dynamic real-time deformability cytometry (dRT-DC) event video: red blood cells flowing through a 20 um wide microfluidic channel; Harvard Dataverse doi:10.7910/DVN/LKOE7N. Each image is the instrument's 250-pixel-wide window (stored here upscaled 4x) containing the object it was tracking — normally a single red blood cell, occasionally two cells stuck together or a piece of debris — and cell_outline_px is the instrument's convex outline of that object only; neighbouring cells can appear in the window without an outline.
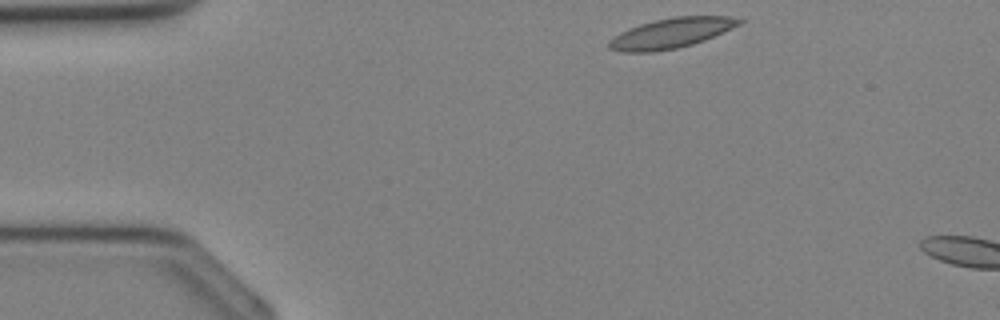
{"species": "Egyptian fruit bat (a non-hibernating species)", "species_latin": "Rousettus aegyptiacus", "temperature_condition": "cold", "stored_images_in_passage": 5, "camera_frame_rate_fps": 3000, "um_per_image_px": 0.085, "animal": {"sex": "female"}, "frame": {"image": 1, "passage_image": 1, "time_ms": 0.0, "image_size_px": [1000, 320], "cell_outline_px": [[744, 20], [740, 24], [724, 32], [704, 40], [692, 44], [676, 48], [652, 52], [620, 52], [608, 48], [608, 40], [620, 32], [628, 28], [640, 24], [656, 20], [676, 16], [728, 16]], "centroid_in_image_um": [57.02, 2.82], "position_along_channel_um": 28.0, "area_um2": 22.72}}